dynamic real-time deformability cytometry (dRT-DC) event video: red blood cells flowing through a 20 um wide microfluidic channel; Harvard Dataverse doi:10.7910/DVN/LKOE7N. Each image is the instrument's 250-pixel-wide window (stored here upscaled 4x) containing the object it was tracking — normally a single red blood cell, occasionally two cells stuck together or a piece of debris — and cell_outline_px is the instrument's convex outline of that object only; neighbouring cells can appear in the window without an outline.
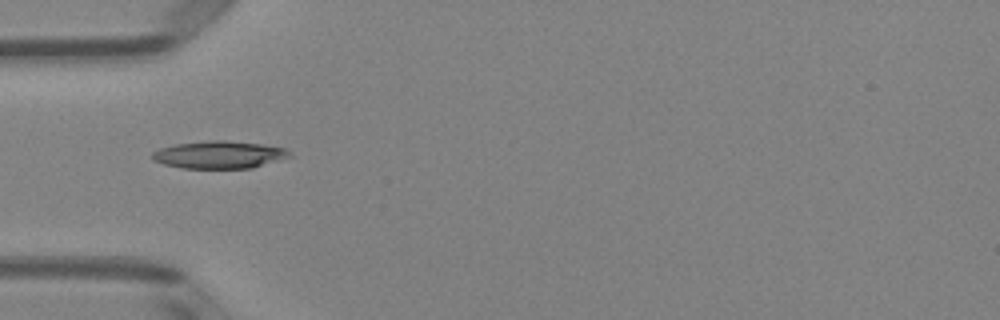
{"species": "Egyptian fruit bat (a non-hibernating species)", "species_latin": "Rousettus aegyptiacus", "temperature_condition": "room temperature", "stored_images_in_passage": 36, "camera_frame_rate_fps": 3000, "um_per_image_px": 0.085, "animal": {"sex": "female"}, "frame": {"image": 1, "passage_image": 1, "time_ms": 0.0, "image_size_px": [1000, 320], "cell_outline_px": [[292, 156], [252, 168], [180, 168], [164, 164], [152, 160], [152, 152], [160, 148], [176, 144], [208, 140], [224, 140], [260, 144], [284, 148]], "centroid_in_image_um": [18.59, 13.15], "position_along_channel_um": 66.4, "area_um2": 21.85}}
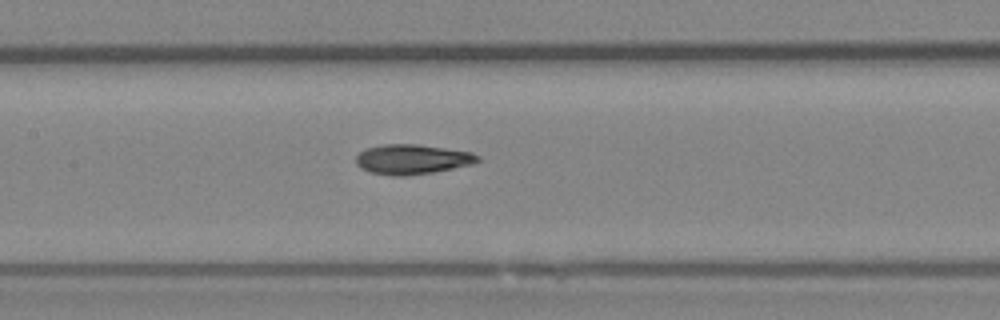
{"frame": {"image": 2, "passage_image": 9, "time_ms": 2.667, "image_size_px": [1000, 320], "cell_outline_px": [[480, 160], [472, 164], [432, 172], [404, 176], [392, 176], [372, 172], [356, 164], [356, 156], [364, 148], [384, 144], [416, 144], [472, 152], [480, 156]], "centroid_in_image_um": [35.03, 13.53], "position_along_channel_um": 172.4, "area_um2": 20.98}}
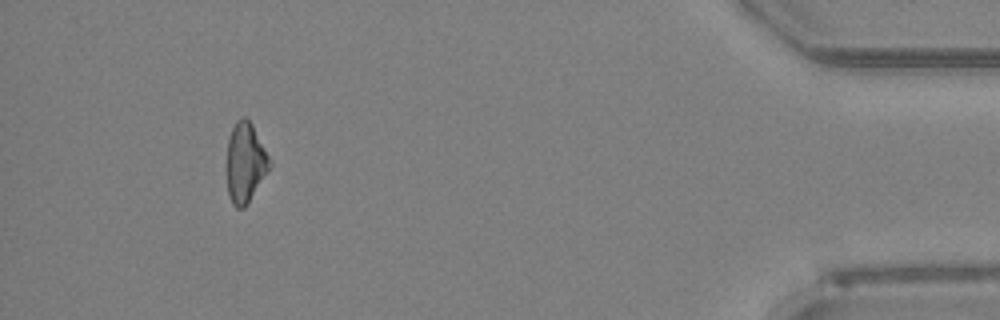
{"frame": {"image": 3, "passage_image": 32, "time_ms": 10.333, "image_size_px": [1000, 320], "cell_outline_px": [[272, 164], [244, 208], [236, 208], [232, 204], [228, 192], [228, 140], [232, 128], [236, 120], [244, 116], [252, 124], [272, 160]], "centroid_in_image_um": [20.87, 13.8], "position_along_channel_um": 414.3, "area_um2": 19.59}, "authors_computed_cell_mechanics": {"area_um2": 20.6346, "velocity_mm_per_s": 3.9895, "shape_relaxation_time_tau1_ms": 2.8625, "shape_relaxation_time_tau2_ms": 2.4116, "deformation_change_tau1": 0.1265, "deformation_change_tau2": 0.1117}}